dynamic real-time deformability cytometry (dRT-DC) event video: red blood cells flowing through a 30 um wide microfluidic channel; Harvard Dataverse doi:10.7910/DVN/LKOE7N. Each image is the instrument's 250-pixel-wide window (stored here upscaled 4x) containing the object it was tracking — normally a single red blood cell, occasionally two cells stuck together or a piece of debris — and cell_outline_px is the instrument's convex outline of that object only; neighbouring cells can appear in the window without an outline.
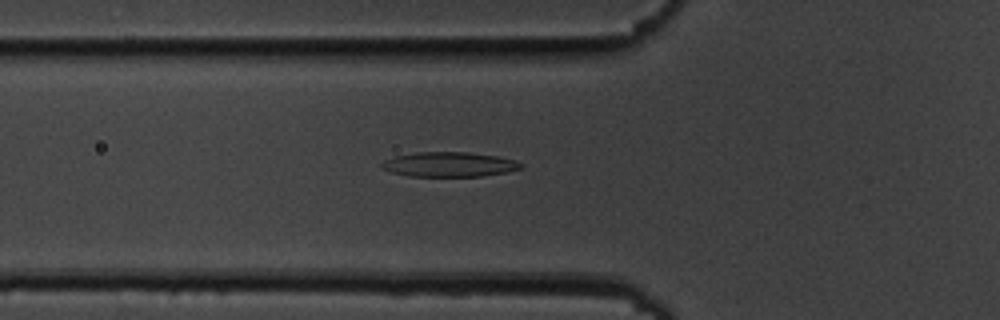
{"species": "common noctule bat (a hibernating species)", "species_latin": "Nyctalus noctula", "temperature_condition": "cold", "stored_images_in_passage": 55, "camera_frame_rate_fps": 3000, "um_per_image_px": 0.085, "animal": {"sex": "male", "body_mass_g": 19.5, "forearm_length_mm": 54.6}, "frame": {"image": 1, "passage_image": 20, "time_ms": 6.333, "image_size_px": [1000, 320], "cell_outline_px": [[524, 168], [508, 172], [480, 176], [408, 176], [392, 172], [380, 168], [380, 164], [384, 160], [392, 156], [416, 152], [468, 152], [496, 156], [516, 160], [524, 164]], "centroid_in_image_um": [38.18, 13.97], "position_along_channel_um": 87.6, "area_um2": 20.29}}
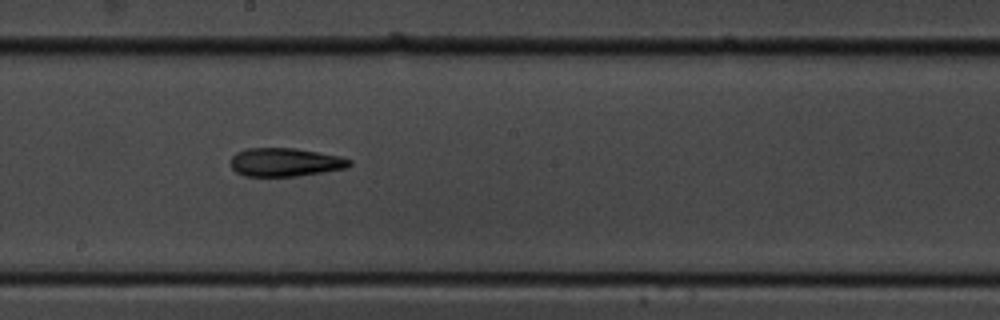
{"frame": {"image": 2, "passage_image": 31, "time_ms": 10.0, "image_size_px": [1000, 320], "cell_outline_px": [[352, 164], [348, 168], [296, 176], [244, 176], [236, 172], [232, 168], [232, 156], [236, 152], [248, 148], [296, 148], [340, 156], [352, 160]], "centroid_in_image_um": [24.26, 13.78], "position_along_channel_um": 223.9, "area_um2": 19.71}}
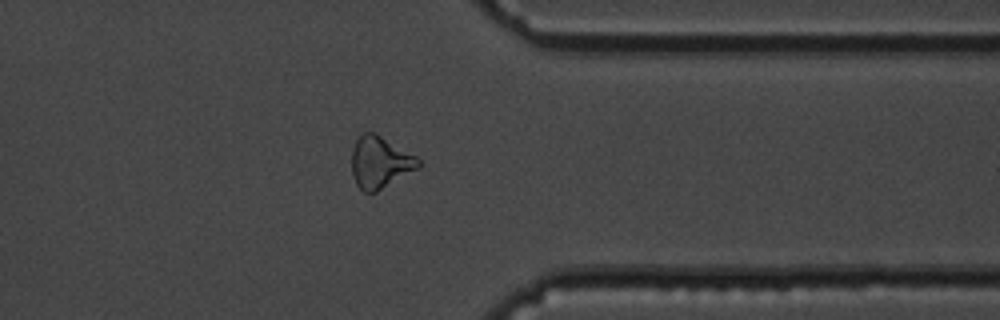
{"frame": {"image": 3, "passage_image": 44, "time_ms": 14.333, "image_size_px": [1000, 320], "cell_outline_px": [[420, 168], [376, 192], [364, 192], [356, 184], [352, 176], [352, 148], [356, 140], [364, 132], [376, 132], [416, 156], [420, 160]], "centroid_in_image_um": [32.3, 13.79], "position_along_channel_um": 379.1, "area_um2": 20.29}, "authors_computed_cell_mechanics": {"area_um2": 19.9988, "velocity_mm_per_s": 3.7034, "shape_relaxation_time_tau1_ms": 8.9618, "shape_relaxation_time_tau2_ms": 4.5098, "deformation_change_tau1": 0.2273, "deformation_change_tau2": 0.1616}}